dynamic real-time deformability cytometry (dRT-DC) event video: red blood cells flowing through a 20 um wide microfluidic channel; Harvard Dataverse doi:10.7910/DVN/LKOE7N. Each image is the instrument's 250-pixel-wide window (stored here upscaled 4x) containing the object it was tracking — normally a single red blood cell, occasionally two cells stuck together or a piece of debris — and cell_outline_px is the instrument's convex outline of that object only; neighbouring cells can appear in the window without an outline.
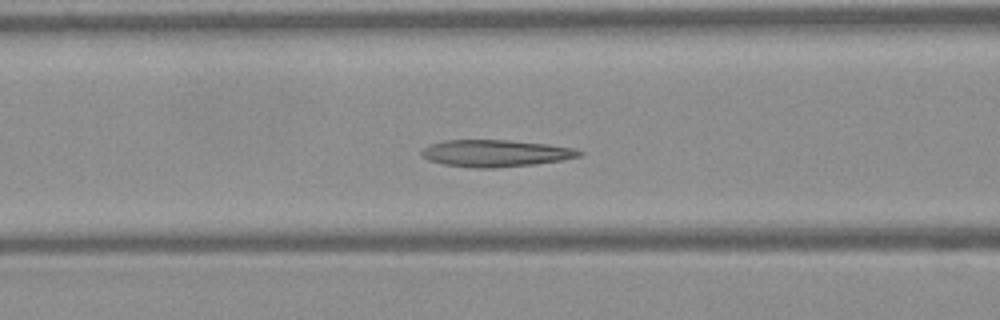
{"species": "Egyptian fruit bat (a non-hibernating species)", "species_latin": "Rousettus aegyptiacus", "temperature_condition": "warm", "stored_images_in_passage": 47, "camera_frame_rate_fps": 3000, "um_per_image_px": 0.085, "frame": {"image": 1, "passage_image": 17, "time_ms": 5.333, "image_size_px": [1000, 320], "cell_outline_px": [[584, 152], [580, 156], [564, 160], [532, 164], [492, 168], [476, 168], [444, 164], [428, 160], [420, 156], [420, 152], [428, 144], [444, 140], [508, 140], [548, 144], [572, 148]], "centroid_in_image_um": [42.08, 13.02], "position_along_channel_um": 124.5, "area_um2": 24.74}}
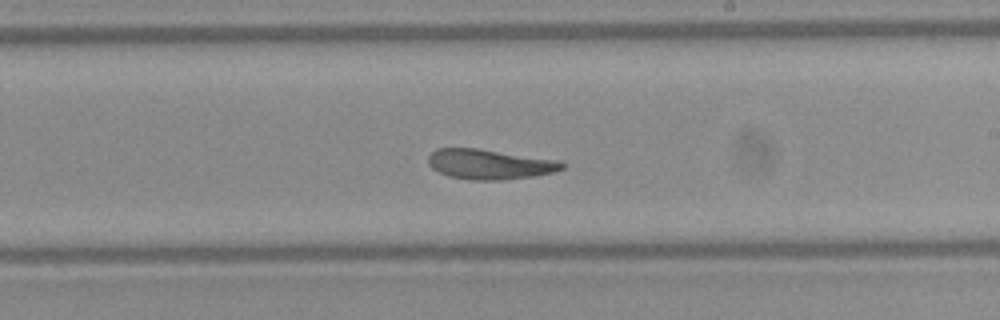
{"frame": {"image": 2, "passage_image": 26, "time_ms": 8.333, "image_size_px": [1000, 320], "cell_outline_px": [[564, 168], [556, 172], [532, 176], [504, 180], [472, 180], [448, 176], [432, 168], [428, 164], [428, 156], [436, 148], [476, 148], [556, 160], [564, 164]], "centroid_in_image_um": [41.58, 13.96], "position_along_channel_um": 247.4, "area_um2": 23.24}}
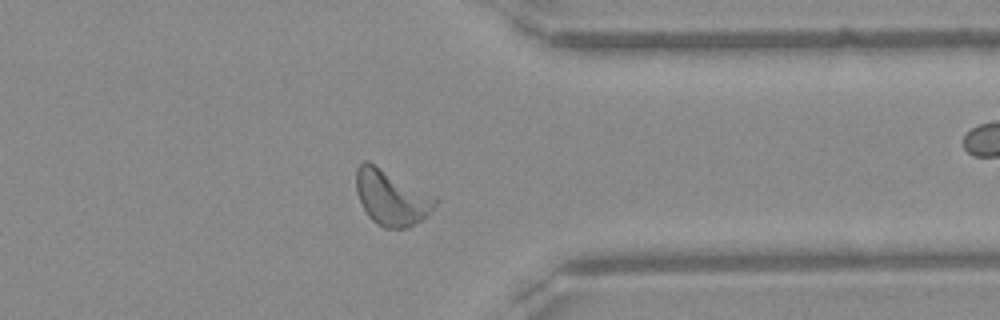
{"frame": {"image": 3, "passage_image": 36, "time_ms": 11.667, "image_size_px": [1000, 320], "cell_outline_px": [[436, 204], [420, 220], [408, 228], [384, 228], [376, 224], [368, 216], [356, 192], [356, 168], [364, 160], [368, 160], [436, 196]], "centroid_in_image_um": [33.23, 16.77], "position_along_channel_um": 378.2, "area_um2": 25.37}}